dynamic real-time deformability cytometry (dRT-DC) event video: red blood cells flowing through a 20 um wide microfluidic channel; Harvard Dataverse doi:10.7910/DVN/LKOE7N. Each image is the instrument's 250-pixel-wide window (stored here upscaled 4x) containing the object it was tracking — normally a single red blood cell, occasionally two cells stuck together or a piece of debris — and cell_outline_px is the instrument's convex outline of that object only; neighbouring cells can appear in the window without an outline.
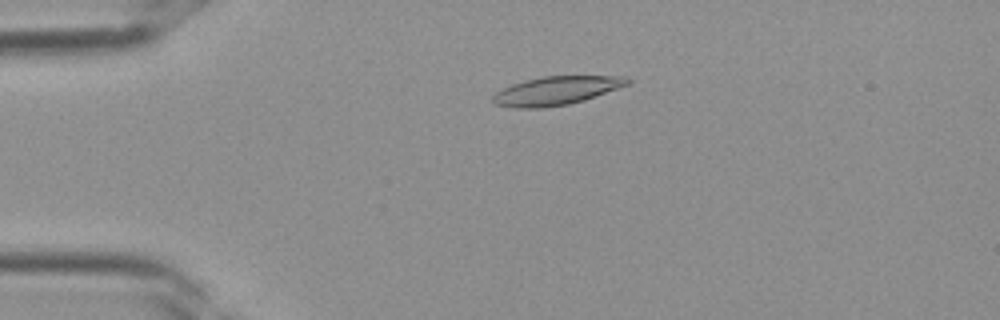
{"species": "Egyptian fruit bat (a non-hibernating species)", "species_latin": "Rousettus aegyptiacus", "temperature_condition": "room temperature", "stored_images_in_passage": 38, "camera_frame_rate_fps": 3000, "um_per_image_px": 0.085, "frame": {"image": 1, "passage_image": 9, "time_ms": 2.667, "image_size_px": [1000, 320], "cell_outline_px": [[632, 80], [628, 84], [584, 100], [568, 104], [540, 108], [512, 108], [492, 104], [492, 96], [496, 92], [512, 84], [524, 80], [544, 76], [628, 76]], "centroid_in_image_um": [47.24, 7.71], "position_along_channel_um": 37.8, "area_um2": 22.37}}
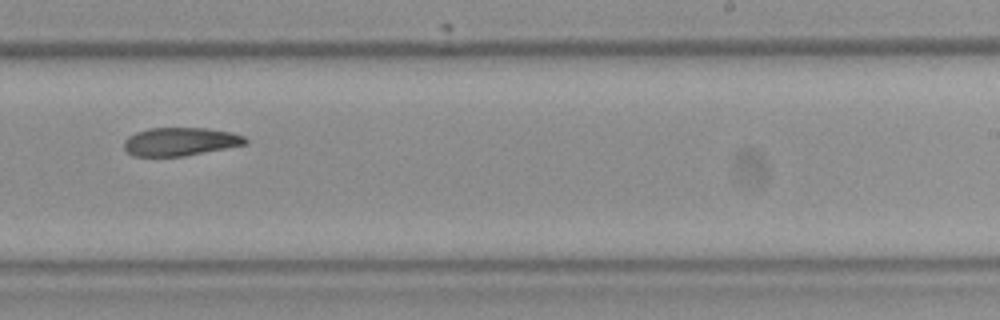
{"frame": {"image": 2, "passage_image": 24, "time_ms": 7.667, "image_size_px": [1000, 320], "cell_outline_px": [[248, 144], [228, 148], [184, 156], [132, 156], [124, 148], [124, 140], [128, 136], [136, 132], [148, 128], [208, 128], [232, 132], [244, 136], [248, 140]], "centroid_in_image_um": [15.34, 12.03], "position_along_channel_um": 273.7, "area_um2": 20.17}}
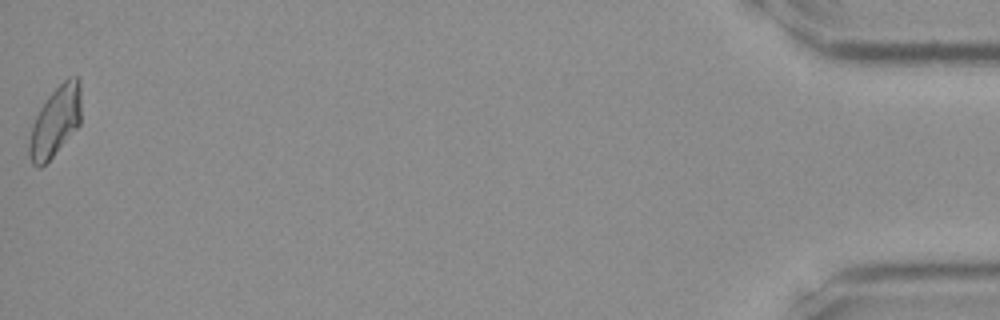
{"frame": {"image": 3, "passage_image": 38, "time_ms": 12.333, "image_size_px": [1000, 320], "cell_outline_px": [[80, 124], [52, 156], [40, 168], [36, 168], [32, 164], [28, 152], [28, 144], [32, 124], [40, 108], [48, 96], [68, 76], [76, 76], [80, 80]], "centroid_in_image_um": [4.69, 10.32], "position_along_channel_um": 430.5, "area_um2": 21.04}}